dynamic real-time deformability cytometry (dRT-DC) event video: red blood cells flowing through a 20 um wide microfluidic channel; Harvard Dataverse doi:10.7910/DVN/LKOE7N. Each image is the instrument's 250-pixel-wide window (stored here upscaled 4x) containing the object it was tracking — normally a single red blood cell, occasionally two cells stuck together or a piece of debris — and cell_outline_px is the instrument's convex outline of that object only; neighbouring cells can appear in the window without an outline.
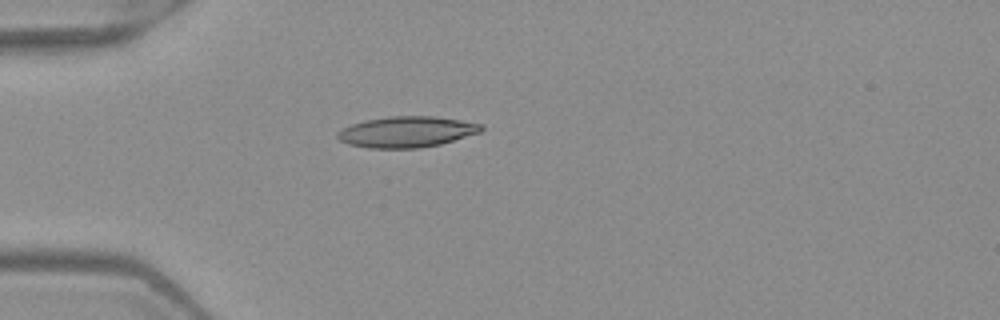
{"species": "Egyptian fruit bat (a non-hibernating species)", "species_latin": "Rousettus aegyptiacus", "temperature_condition": "warm", "stored_images_in_passage": 4, "camera_frame_rate_fps": 3000, "um_per_image_px": 0.085, "frame": {"image": 1, "passage_image": 4, "time_ms": 1.0, "image_size_px": [1000, 320], "cell_outline_px": [[484, 128], [480, 132], [440, 144], [420, 148], [368, 148], [348, 144], [340, 140], [336, 136], [336, 132], [352, 124], [364, 120], [388, 116], [436, 116], [484, 124]], "centroid_in_image_um": [34.56, 11.2], "position_along_channel_um": 50.4, "area_um2": 25.95}}